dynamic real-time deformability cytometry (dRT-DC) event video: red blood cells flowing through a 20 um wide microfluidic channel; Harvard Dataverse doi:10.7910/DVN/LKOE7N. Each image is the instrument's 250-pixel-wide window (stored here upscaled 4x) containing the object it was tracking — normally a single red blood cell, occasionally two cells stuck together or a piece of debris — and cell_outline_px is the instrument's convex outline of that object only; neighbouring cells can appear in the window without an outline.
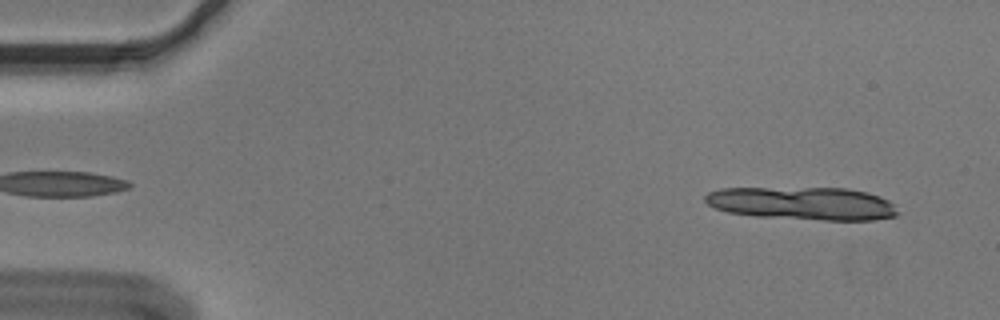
{"species": "Egyptian fruit bat (a non-hibernating species)", "species_latin": "Rousettus aegyptiacus", "temperature_condition": "cold", "stored_images_in_passage": 13, "camera_frame_rate_fps": 3000, "um_per_image_px": 0.085, "animal": {"sex": "male"}, "frame": {"image": 1, "passage_image": 3, "time_ms": 0.667, "image_size_px": [1000, 320], "cell_outline_px": [[900, 212], [896, 216], [872, 220], [824, 220], [756, 216], [728, 212], [716, 208], [708, 204], [704, 200], [704, 196], [708, 192], [720, 188], [848, 188], [868, 192], [880, 196], [888, 200]], "centroid_in_image_um": [68.24, 17.28], "position_along_channel_um": 16.8, "area_um2": 37.11}}